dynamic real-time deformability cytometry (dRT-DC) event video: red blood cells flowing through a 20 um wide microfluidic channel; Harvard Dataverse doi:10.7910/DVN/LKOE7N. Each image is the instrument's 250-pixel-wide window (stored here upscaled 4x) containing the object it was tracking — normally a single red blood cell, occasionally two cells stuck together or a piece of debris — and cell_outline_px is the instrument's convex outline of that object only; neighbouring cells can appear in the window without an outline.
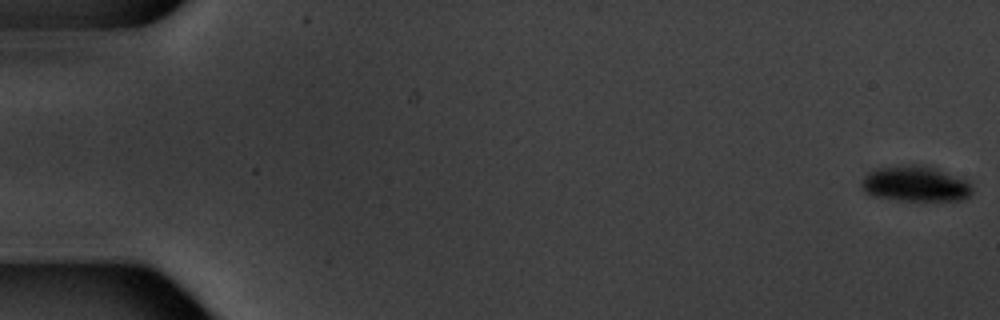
{"species": "common noctule bat (a hibernating species)", "species_latin": "Nyctalus noctula", "temperature_condition": "warm", "stored_images_in_passage": 5, "camera_frame_rate_fps": 3000, "um_per_image_px": 0.085, "animal": {"sex": "male", "body_mass_g": 20.1, "forearm_length_mm": 53.5}, "frame": {"image": 1, "passage_image": 1, "time_ms": 0.0, "image_size_px": [1000, 320], "cell_outline_px": [[972, 192], [964, 200], [900, 200], [876, 196], [868, 192], [864, 188], [864, 176], [868, 172], [876, 168], [896, 164], [916, 164], [936, 168], [968, 180], [972, 184]], "centroid_in_image_um": [77.87, 15.6], "position_along_channel_um": 7.1, "area_um2": 22.83}}
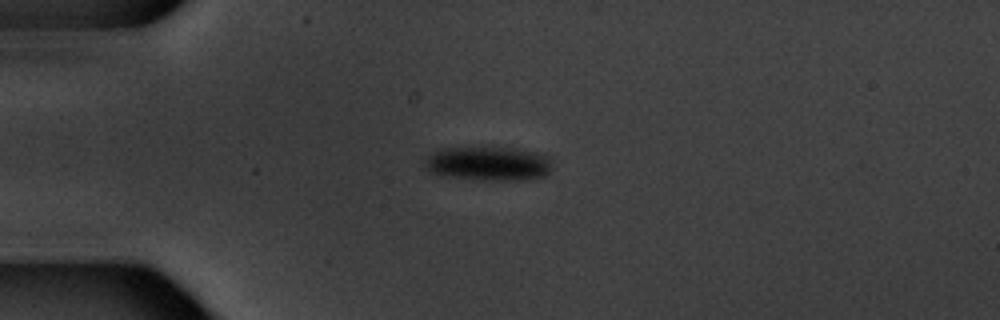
{"frame": {"image": 2, "passage_image": 5, "time_ms": 5.0, "image_size_px": [1000, 320], "cell_outline_px": [[552, 168], [544, 176], [524, 180], [484, 180], [452, 176], [432, 172], [424, 168], [424, 160], [432, 152], [440, 148], [492, 144], [520, 148], [544, 152], [548, 156]], "centroid_in_image_um": [41.55, 13.82], "position_along_channel_um": 43.4, "area_um2": 26.59}}